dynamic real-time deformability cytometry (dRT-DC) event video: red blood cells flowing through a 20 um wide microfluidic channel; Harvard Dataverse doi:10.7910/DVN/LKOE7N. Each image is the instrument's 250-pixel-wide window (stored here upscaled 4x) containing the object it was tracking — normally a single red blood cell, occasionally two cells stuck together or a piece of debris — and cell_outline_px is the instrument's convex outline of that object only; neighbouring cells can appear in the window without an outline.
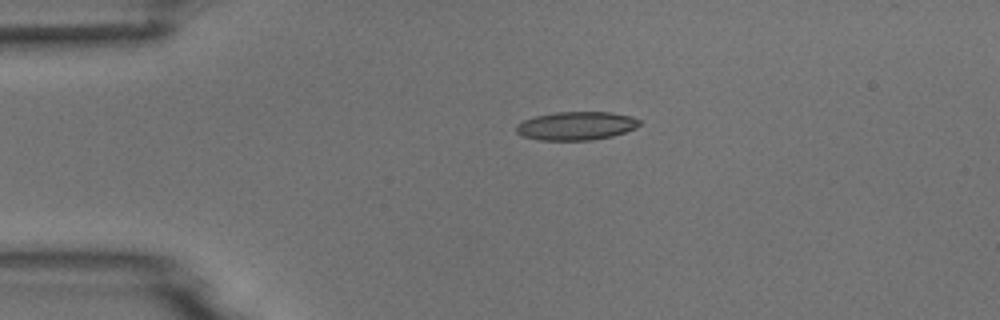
{"species": "common noctule bat (a hibernating species)", "species_latin": "Nyctalus noctula", "temperature_condition": "room temperature", "stored_images_in_passage": 3, "camera_frame_rate_fps": 3000, "um_per_image_px": 0.085, "animal": {"sex": "male", "body_mass_g": 18.8}, "frame": {"image": 1, "passage_image": 1, "time_ms": 0.0, "image_size_px": [1000, 320], "cell_outline_px": [[640, 124], [636, 128], [612, 136], [592, 140], [540, 140], [524, 136], [516, 132], [516, 124], [524, 120], [536, 116], [556, 112], [612, 112], [632, 116], [640, 120]], "centroid_in_image_um": [49.0, 10.69], "position_along_channel_um": 36.0, "area_um2": 20.4}}
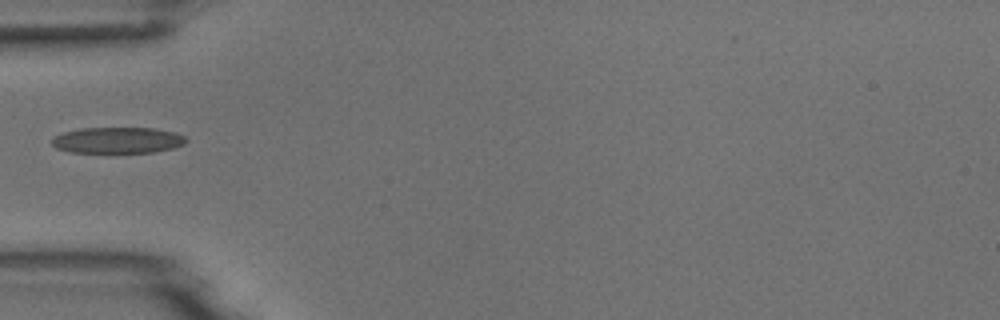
{"frame": {"image": 2, "passage_image": 3, "time_ms": 2.0, "image_size_px": [1000, 320], "cell_outline_px": [[188, 140], [184, 144], [172, 148], [152, 152], [112, 156], [68, 152], [56, 148], [52, 144], [52, 140], [56, 136], [64, 132], [80, 128], [156, 128], [176, 132], [184, 136]], "centroid_in_image_um": [9.98, 11.97], "position_along_channel_um": 75.0, "area_um2": 21.56}}